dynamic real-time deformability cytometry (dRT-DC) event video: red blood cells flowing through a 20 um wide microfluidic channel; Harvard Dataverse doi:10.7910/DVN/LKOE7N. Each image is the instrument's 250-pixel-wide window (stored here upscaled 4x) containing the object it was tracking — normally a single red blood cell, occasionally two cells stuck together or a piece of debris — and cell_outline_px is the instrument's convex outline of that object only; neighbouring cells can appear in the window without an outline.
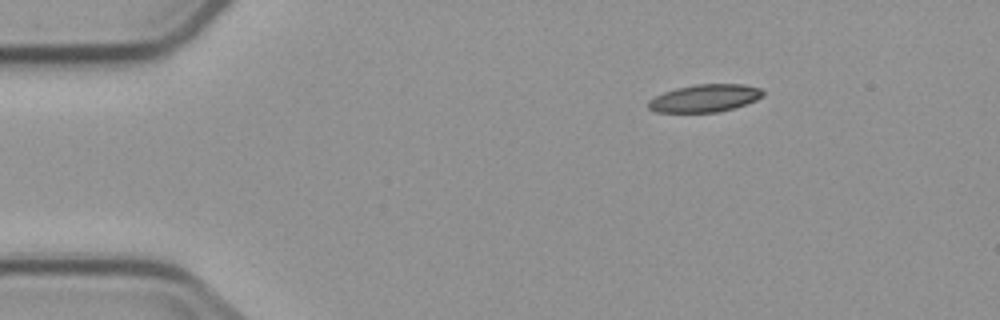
{"species": "common noctule bat (a hibernating species)", "species_latin": "Nyctalus noctula", "temperature_condition": "cold", "stored_images_in_passage": 4, "segment_of_instrument_passage": [1, 2], "camera_frame_rate_fps": 3000, "um_per_image_px": 0.085, "animal": {"sex": "male", "body_mass_g": 23.1, "forearm_length_mm": 52.7}, "frame": {"image": 1, "passage_image": 1, "time_ms": 0.0, "image_size_px": [1000, 320], "cell_outline_px": [[764, 96], [756, 100], [732, 108], [716, 112], [656, 112], [648, 108], [648, 100], [664, 92], [676, 88], [696, 84], [744, 84], [760, 88], [764, 92]], "centroid_in_image_um": [59.91, 8.34], "position_along_channel_um": 25.1, "area_um2": 18.32}}